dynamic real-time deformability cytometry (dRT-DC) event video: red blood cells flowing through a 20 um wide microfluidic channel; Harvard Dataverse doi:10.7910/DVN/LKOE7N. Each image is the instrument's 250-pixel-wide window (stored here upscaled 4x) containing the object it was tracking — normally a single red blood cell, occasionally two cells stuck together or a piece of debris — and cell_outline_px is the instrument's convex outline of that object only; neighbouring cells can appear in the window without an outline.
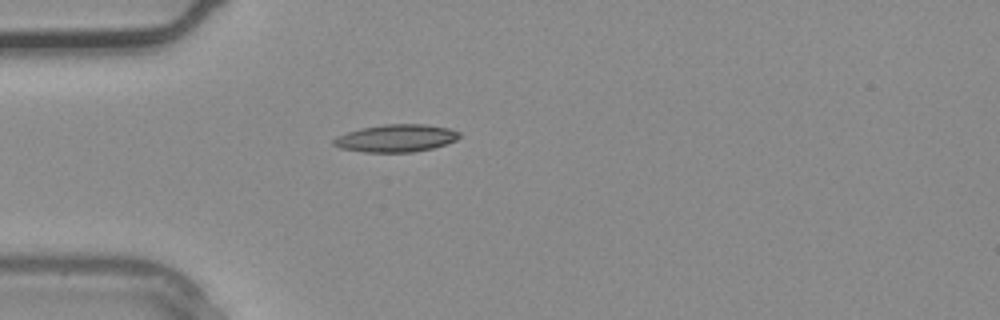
{"species": "common noctule bat (a hibernating species)", "species_latin": "Nyctalus noctula", "temperature_condition": "warm", "stored_images_in_passage": 1, "camera_frame_rate_fps": 3000, "um_per_image_px": 0.085, "animal": {"sex": "male", "body_mass_g": 20.4}, "frame": {"image": 1, "passage_image": 1, "time_ms": 0.0, "image_size_px": [1000, 320], "cell_outline_px": [[460, 136], [456, 140], [432, 148], [412, 152], [364, 152], [340, 148], [332, 144], [332, 140], [336, 136], [360, 128], [384, 124], [424, 124], [448, 128], [460, 132]], "centroid_in_image_um": [33.63, 11.74], "position_along_channel_um": 51.4, "area_um2": 20.11}}